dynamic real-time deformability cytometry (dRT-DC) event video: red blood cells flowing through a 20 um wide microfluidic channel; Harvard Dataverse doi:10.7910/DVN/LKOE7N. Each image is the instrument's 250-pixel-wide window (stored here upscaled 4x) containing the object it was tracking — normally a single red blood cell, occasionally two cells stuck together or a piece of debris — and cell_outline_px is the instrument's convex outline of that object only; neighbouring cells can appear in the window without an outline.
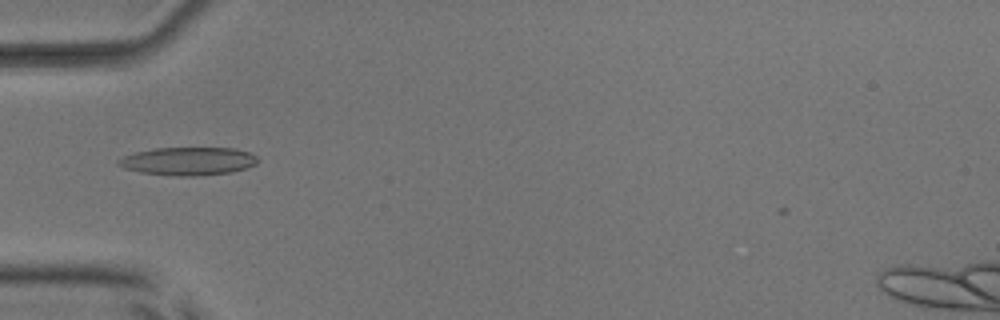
{"species": "common noctule bat (a hibernating species)", "species_latin": "Nyctalus noctula", "temperature_condition": "room temperature", "stored_images_in_passage": 36, "camera_frame_rate_fps": 3000, "um_per_image_px": 0.085, "animal": {"sex": "male", "body_mass_g": 17.9, "forearm_length_mm": 54.2}, "frame": {"image": 1, "passage_image": 1, "time_ms": 0.0, "image_size_px": [1000, 320], "cell_outline_px": [[260, 160], [256, 164], [232, 172], [200, 176], [172, 176], [140, 172], [124, 168], [116, 164], [116, 160], [124, 156], [136, 152], [152, 148], [236, 148], [248, 152], [256, 156]], "centroid_in_image_um": [15.98, 13.7], "position_along_channel_um": 69.0, "area_um2": 23.0}}
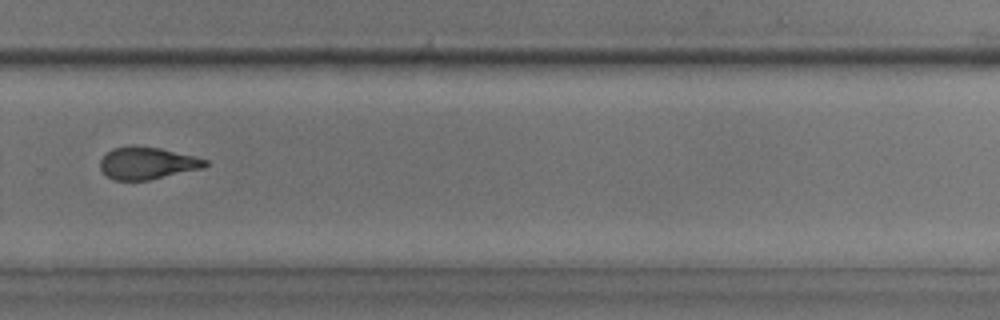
{"frame": {"image": 2, "passage_image": 20, "time_ms": 6.333, "image_size_px": [1000, 320], "cell_outline_px": [[208, 164], [204, 168], [148, 180], [112, 180], [100, 168], [100, 160], [112, 148], [160, 148], [196, 156], [208, 160]], "centroid_in_image_um": [12.57, 13.9], "position_along_channel_um": 317.2, "area_um2": 19.19}}
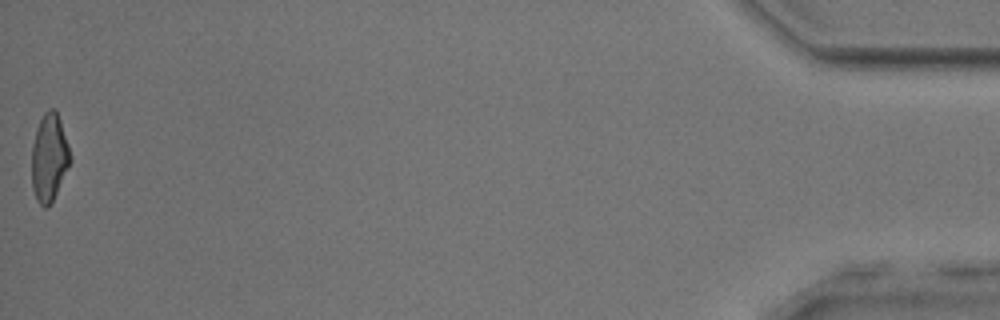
{"frame": {"image": 3, "passage_image": 36, "time_ms": 11.667, "image_size_px": [1000, 320], "cell_outline_px": [[72, 160], [48, 208], [44, 208], [36, 200], [32, 188], [32, 144], [36, 128], [44, 112], [48, 108], [56, 108], [72, 156]], "centroid_in_image_um": [4.18, 13.37], "position_along_channel_um": 431.0, "area_um2": 19.77}, "authors_computed_cell_mechanics": {"area_um2": 20.23, "velocity_mm_per_s": 3.9275, "shape_relaxation_time_tau1_ms": 7.2125, "shape_relaxation_time_tau2_ms": 2.2925, "deformation_change_tau1": 0.1994, "deformation_change_tau2": 0.1086}}